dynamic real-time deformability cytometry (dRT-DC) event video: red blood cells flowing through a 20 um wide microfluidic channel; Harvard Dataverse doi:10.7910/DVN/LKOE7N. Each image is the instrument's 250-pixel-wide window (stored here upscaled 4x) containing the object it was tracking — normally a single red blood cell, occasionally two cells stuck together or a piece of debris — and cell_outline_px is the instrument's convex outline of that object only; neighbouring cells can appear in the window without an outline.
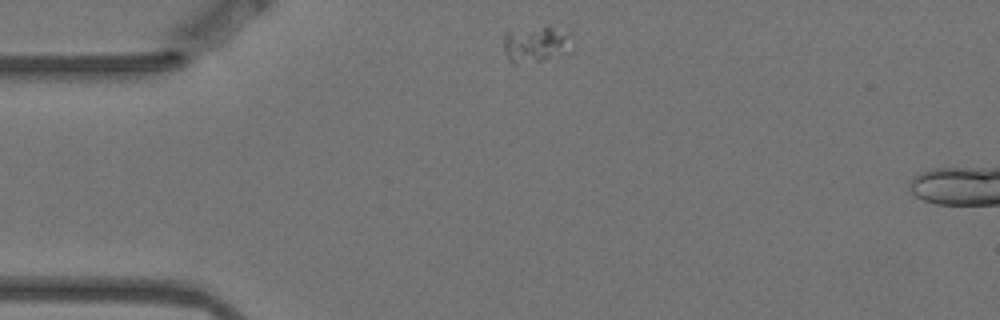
{"species": "Egyptian fruit bat (a non-hibernating species)", "species_latin": "Rousettus aegyptiacus", "temperature_condition": "warm", "stored_images_in_passage": 2, "camera_frame_rate_fps": 3000, "um_per_image_px": 0.085, "animal": {"sex": "female"}, "frame": {"image": 1, "passage_image": 1, "time_ms": 0.0, "image_size_px": [1000, 320], "cell_outline_px": [[572, 52], [564, 56], [544, 60], [516, 64], [512, 64], [508, 60], [504, 48], [504, 32], [560, 20], [572, 28]], "centroid_in_image_um": [45.77, 3.62], "position_along_channel_um": 39.2, "area_um2": 16.65}}